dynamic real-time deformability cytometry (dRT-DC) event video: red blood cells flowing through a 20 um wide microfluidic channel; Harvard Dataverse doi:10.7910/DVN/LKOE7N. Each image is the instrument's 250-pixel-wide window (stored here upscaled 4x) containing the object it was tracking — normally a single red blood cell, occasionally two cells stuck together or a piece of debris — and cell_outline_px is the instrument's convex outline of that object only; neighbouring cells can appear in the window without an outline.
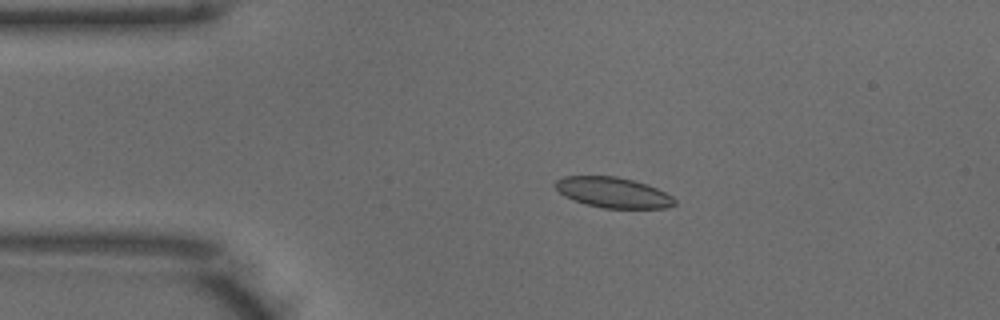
{"species": "common noctule bat (a hibernating species)", "species_latin": "Nyctalus noctula", "temperature_condition": "warm", "stored_images_in_passage": 50, "camera_frame_rate_fps": 3000, "um_per_image_px": 0.085, "animal": {"sex": "male", "body_mass_g": 18.8}, "frame": {"image": 1, "passage_image": 9, "time_ms": 2.667, "image_size_px": [1000, 320], "cell_outline_px": [[676, 204], [664, 208], [604, 208], [588, 204], [564, 196], [552, 184], [556, 180], [564, 176], [616, 176], [632, 180], [656, 188], [672, 196], [676, 200]], "centroid_in_image_um": [52.09, 16.36], "position_along_channel_um": 32.9, "area_um2": 20.92}}
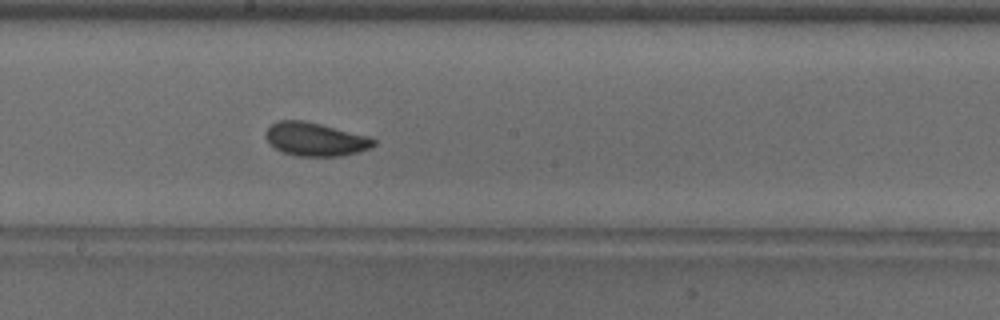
{"frame": {"image": 2, "passage_image": 26, "time_ms": 8.333, "image_size_px": [1000, 320], "cell_outline_px": [[376, 144], [372, 148], [340, 156], [296, 156], [284, 152], [276, 148], [268, 140], [264, 132], [276, 120], [304, 120], [368, 136], [376, 140]], "centroid_in_image_um": [26.81, 11.83], "position_along_channel_um": 221.4, "area_um2": 20.87}}
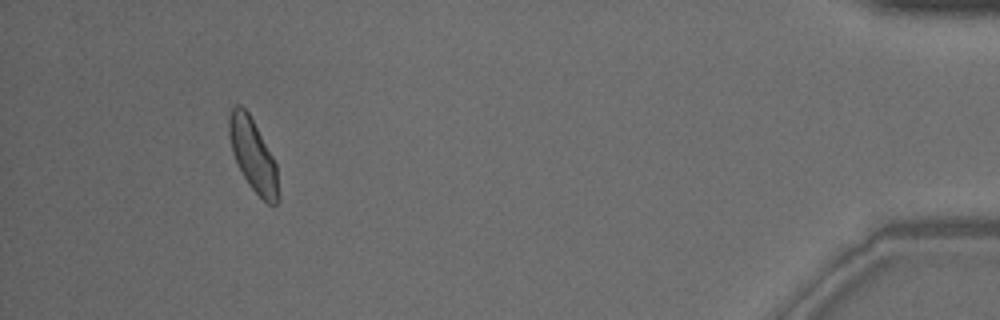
{"frame": {"image": 3, "passage_image": 46, "time_ms": 15.0, "image_size_px": [1000, 320], "cell_outline_px": [[280, 200], [272, 208], [248, 184], [232, 152], [228, 136], [228, 116], [232, 108], [236, 104], [240, 104], [248, 112], [272, 156], [276, 164], [280, 196]], "centroid_in_image_um": [21.51, 13.22], "position_along_channel_um": 413.7, "area_um2": 20.75}, "authors_computed_cell_mechanics": {"area_um2": 20.9525, "velocity_mm_per_s": 3.9335, "shape_relaxation_time_tau1_ms": 3.4108, "shape_relaxation_time_tau2_ms": 1.3013, "deformation_change_tau1": 0.0973, "deformation_change_tau2": 0.0584}}